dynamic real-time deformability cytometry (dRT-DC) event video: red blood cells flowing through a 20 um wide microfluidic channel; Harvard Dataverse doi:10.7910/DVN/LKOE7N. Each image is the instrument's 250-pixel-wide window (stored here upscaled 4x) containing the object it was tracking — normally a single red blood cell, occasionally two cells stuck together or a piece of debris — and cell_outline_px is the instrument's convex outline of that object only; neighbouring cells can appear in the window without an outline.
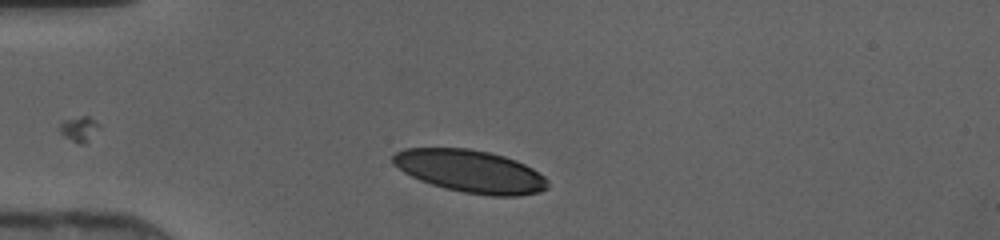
{"species": "human", "species_latin": "Homo sapiens", "temperature_condition": "cold", "stored_images_in_passage": 34, "camera_frame_rate_fps": 3000, "um_per_image_px": 0.085, "donor": {"sex": "female"}, "frame": {"image": 1, "passage_image": 3, "time_ms": 0.667, "image_size_px": [1000, 240], "cell_outline_px": [[548, 188], [540, 192], [520, 196], [492, 196], [464, 192], [444, 188], [420, 180], [404, 172], [392, 164], [392, 156], [396, 152], [404, 148], [468, 148], [488, 152], [504, 156], [516, 160], [532, 168], [544, 176], [548, 180]], "centroid_in_image_um": [39.99, 14.56], "position_along_channel_um": 45.0, "area_um2": 38.44}}
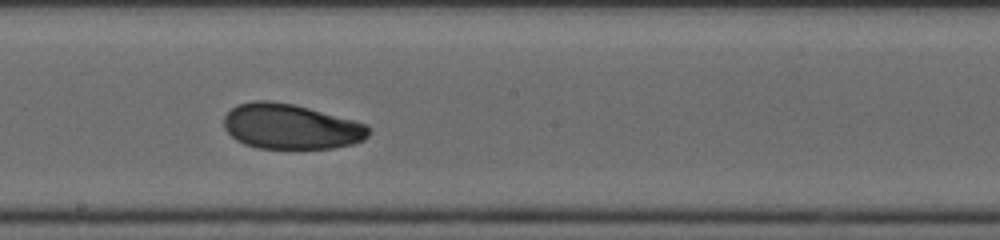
{"frame": {"image": 2, "passage_image": 17, "time_ms": 5.333, "image_size_px": [1000, 240], "cell_outline_px": [[368, 136], [364, 140], [352, 144], [332, 148], [256, 148], [244, 144], [236, 140], [224, 128], [224, 116], [232, 108], [240, 104], [252, 100], [272, 100], [292, 104], [308, 108], [368, 124]], "centroid_in_image_um": [24.7, 10.76], "position_along_channel_um": 223.5, "area_um2": 37.97}}
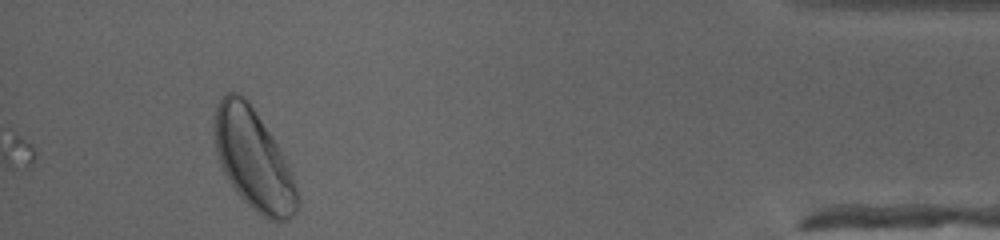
{"frame": {"image": 3, "passage_image": 34, "time_ms": 11.0, "image_size_px": [1000, 240], "cell_outline_px": [[300, 204], [296, 212], [288, 220], [276, 224], [268, 220], [256, 212], [236, 192], [228, 180], [224, 172], [216, 152], [216, 108], [220, 100], [228, 92], [236, 92], [244, 96], [248, 100], [272, 136], [284, 156], [296, 184], [300, 200]], "centroid_in_image_um": [21.6, 13.63], "position_along_channel_um": 413.6, "area_um2": 48.15}}